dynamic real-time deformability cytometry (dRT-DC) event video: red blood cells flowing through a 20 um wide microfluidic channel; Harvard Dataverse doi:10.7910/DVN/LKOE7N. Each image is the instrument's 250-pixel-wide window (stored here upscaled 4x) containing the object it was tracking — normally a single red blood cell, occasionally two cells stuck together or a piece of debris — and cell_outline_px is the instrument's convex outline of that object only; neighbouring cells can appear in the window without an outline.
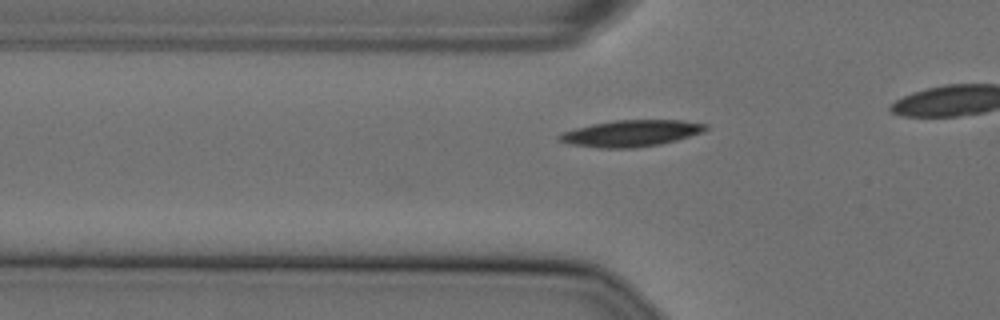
{"species": "Egyptian fruit bat (a non-hibernating species)", "species_latin": "Rousettus aegyptiacus", "temperature_condition": "cold", "stored_images_in_passage": 11, "camera_frame_rate_fps": 3000, "um_per_image_px": 0.085, "animal": {"sex": "female"}, "frame": {"image": 1, "passage_image": 5, "time_ms": 1.333, "image_size_px": [1000, 320], "cell_outline_px": [[708, 128], [704, 132], [676, 140], [660, 144], [636, 148], [596, 148], [568, 144], [556, 140], [556, 136], [560, 132], [592, 124], [616, 120], [684, 120], [708, 124]], "centroid_in_image_um": [53.61, 11.34], "position_along_channel_um": 72.2, "area_um2": 22.89}}